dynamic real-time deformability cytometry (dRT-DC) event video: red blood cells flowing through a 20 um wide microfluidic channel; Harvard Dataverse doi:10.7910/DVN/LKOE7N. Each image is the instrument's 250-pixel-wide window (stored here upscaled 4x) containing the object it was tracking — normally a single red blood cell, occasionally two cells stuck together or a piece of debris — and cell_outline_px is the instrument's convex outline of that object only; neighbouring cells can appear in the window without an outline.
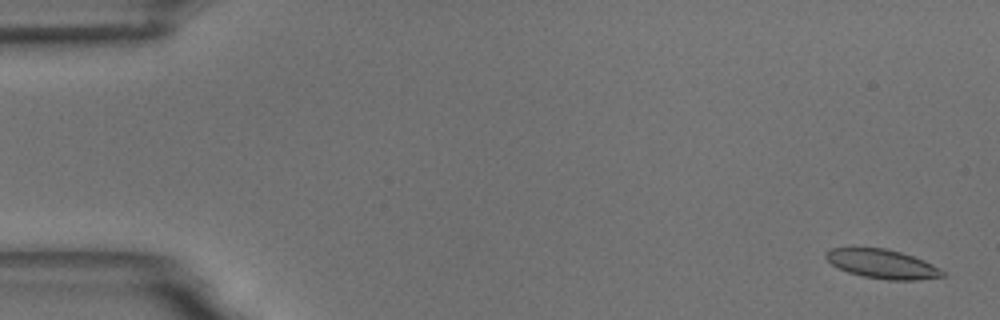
{"species": "common noctule bat (a hibernating species)", "species_latin": "Nyctalus noctula", "temperature_condition": "room temperature", "stored_images_in_passage": 56, "camera_frame_rate_fps": 3000, "um_per_image_px": 0.085, "animal": {"sex": "male", "body_mass_g": 18.8}, "frame": {"image": 1, "passage_image": 2, "time_ms": 0.333, "image_size_px": [1000, 320], "cell_outline_px": [[944, 276], [916, 280], [888, 280], [864, 276], [848, 272], [832, 264], [824, 256], [824, 252], [832, 248], [852, 244], [888, 248], [924, 260], [932, 264], [944, 272]], "centroid_in_image_um": [74.9, 22.37], "position_along_channel_um": 10.1, "area_um2": 20.35}}
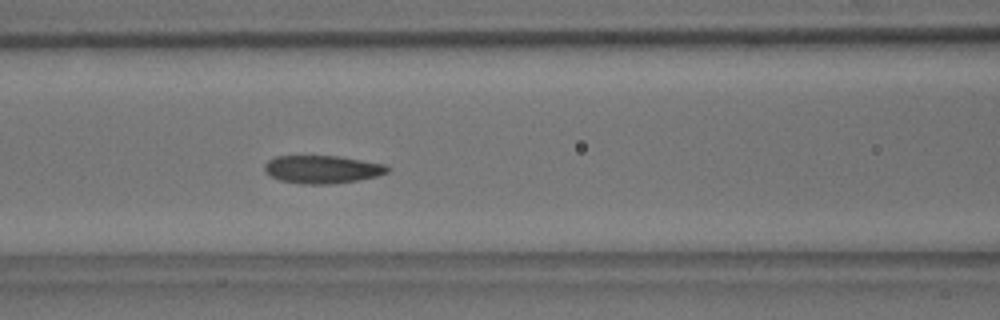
{"frame": {"image": 2, "passage_image": 24, "time_ms": 7.667, "image_size_px": [1000, 320], "cell_outline_px": [[392, 168], [388, 172], [376, 176], [360, 180], [328, 184], [304, 184], [280, 180], [272, 176], [264, 168], [264, 164], [268, 160], [276, 156], [336, 156], [384, 164]], "centroid_in_image_um": [27.41, 14.39], "position_along_channel_um": 139.2, "area_um2": 19.83}}
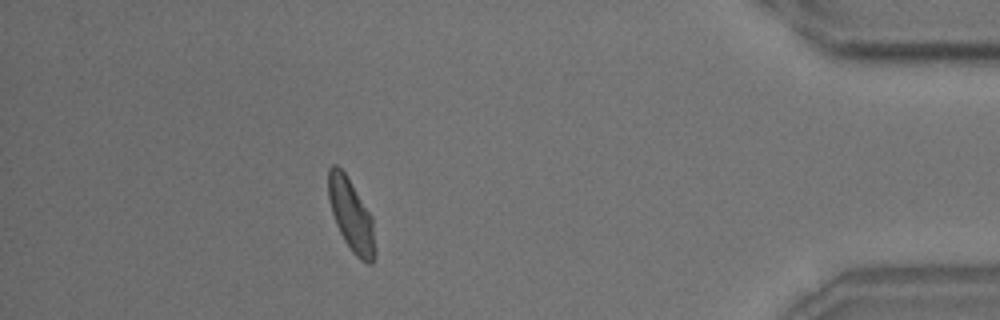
{"frame": {"image": 3, "passage_image": 50, "time_ms": 16.333, "image_size_px": [1000, 320], "cell_outline_px": [[376, 252], [372, 264], [368, 264], [360, 260], [352, 252], [344, 240], [336, 224], [332, 212], [328, 196], [328, 168], [332, 164], [336, 164], [344, 172], [372, 216]], "centroid_in_image_um": [29.85, 18.32], "position_along_channel_um": 405.3, "area_um2": 19.59}, "authors_computed_cell_mechanics": {"area_um2": 20.1433, "velocity_mm_per_s": 3.6196, "shape_relaxation_time_tau1_ms": 5.7635, "shape_relaxation_time_tau2_ms": 1.7574, "deformation_change_tau1": 0.1184, "deformation_change_tau2": 0.062}}